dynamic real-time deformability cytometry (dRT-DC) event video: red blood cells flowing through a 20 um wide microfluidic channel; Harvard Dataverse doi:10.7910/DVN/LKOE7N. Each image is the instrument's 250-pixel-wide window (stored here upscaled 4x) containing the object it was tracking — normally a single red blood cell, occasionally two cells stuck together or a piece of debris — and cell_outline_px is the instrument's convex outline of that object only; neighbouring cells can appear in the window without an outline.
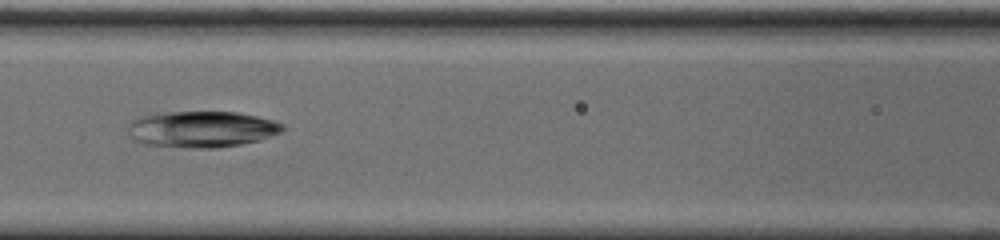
{"species": "common noctule bat (a hibernating species)", "species_latin": "Nyctalus noctula", "temperature_condition": "cold", "stored_images_in_passage": 41, "camera_frame_rate_fps": 3000, "um_per_image_px": 0.085, "animal": {"sex": "male", "body_mass_g": 20.0, "forearm_length_mm": 53.3}, "frame": {"image": 1, "passage_image": 8, "time_ms": 2.333, "image_size_px": [1000, 240], "cell_outline_px": [[284, 128], [280, 132], [260, 140], [240, 144], [216, 148], [188, 148], [148, 144], [136, 140], [132, 136], [128, 128], [132, 120], [144, 116], [168, 112], [236, 112], [256, 116], [272, 120], [284, 124]], "centroid_in_image_um": [17.19, 10.98], "position_along_channel_um": 149.4, "area_um2": 32.19}}
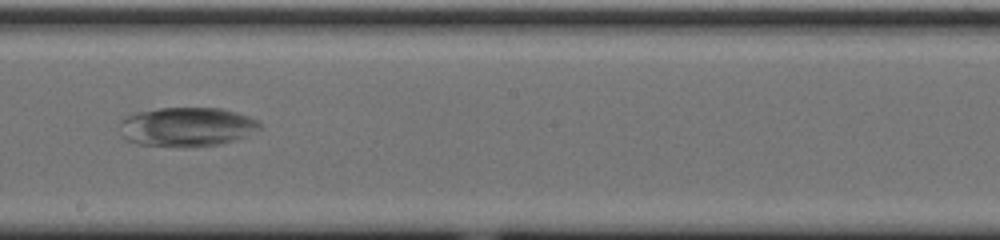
{"frame": {"image": 2, "passage_image": 15, "time_ms": 4.667, "image_size_px": [1000, 240], "cell_outline_px": [[260, 128], [244, 136], [220, 144], [180, 148], [140, 144], [128, 140], [124, 136], [120, 124], [120, 120], [124, 116], [136, 112], [160, 108], [220, 108], [236, 112], [260, 120]], "centroid_in_image_um": [15.86, 10.78], "position_along_channel_um": 232.3, "area_um2": 31.96}}
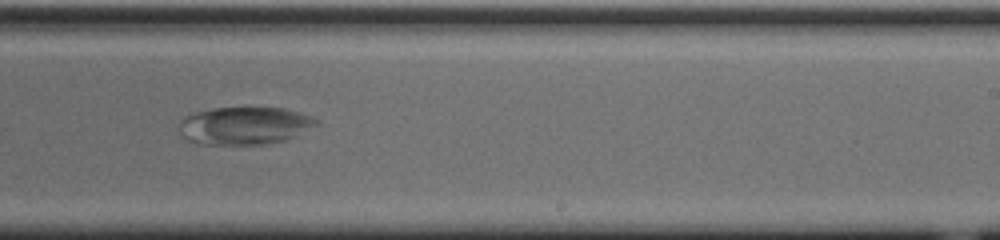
{"frame": {"image": 3, "passage_image": 18, "time_ms": 5.667, "image_size_px": [1000, 240], "cell_outline_px": [[320, 124], [284, 140], [268, 144], [196, 144], [188, 140], [184, 136], [180, 128], [180, 120], [188, 112], [216, 108], [284, 108], [300, 112], [316, 120]], "centroid_in_image_um": [20.74, 10.67], "position_along_channel_um": 268.3, "area_um2": 30.0}}